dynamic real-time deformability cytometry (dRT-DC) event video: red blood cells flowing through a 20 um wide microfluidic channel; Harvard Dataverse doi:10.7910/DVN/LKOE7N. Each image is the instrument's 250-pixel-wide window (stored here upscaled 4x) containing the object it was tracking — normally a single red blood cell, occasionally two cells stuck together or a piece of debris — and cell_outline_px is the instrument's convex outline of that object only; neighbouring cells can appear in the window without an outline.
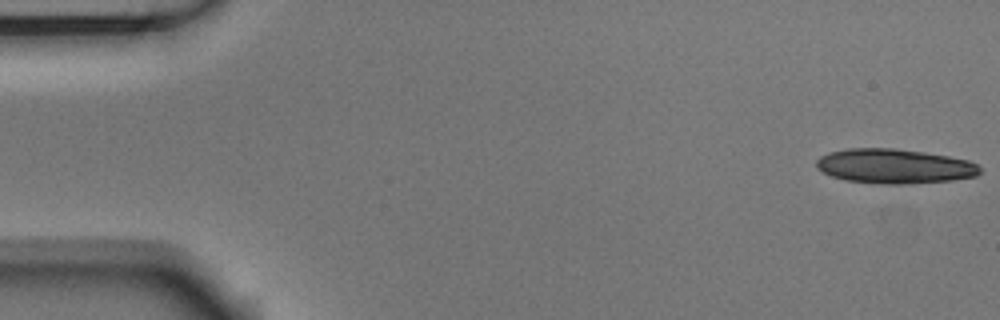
{"species": "Egyptian fruit bat (a non-hibernating species)", "species_latin": "Rousettus aegyptiacus", "temperature_condition": "room temperature", "stored_images_in_passage": 8, "camera_frame_rate_fps": 3000, "um_per_image_px": 0.085, "animal": {"sex": "male"}, "frame": {"image": 1, "passage_image": 1, "time_ms": 0.0, "image_size_px": [1000, 320], "cell_outline_px": [[980, 172], [976, 176], [952, 180], [900, 184], [888, 184], [848, 180], [832, 176], [816, 168], [816, 160], [820, 156], [828, 152], [848, 148], [896, 148], [924, 152], [948, 156], [968, 160], [976, 164], [980, 168]], "centroid_in_image_um": [76.01, 14.11], "position_along_channel_um": 9.0, "area_um2": 32.77}}